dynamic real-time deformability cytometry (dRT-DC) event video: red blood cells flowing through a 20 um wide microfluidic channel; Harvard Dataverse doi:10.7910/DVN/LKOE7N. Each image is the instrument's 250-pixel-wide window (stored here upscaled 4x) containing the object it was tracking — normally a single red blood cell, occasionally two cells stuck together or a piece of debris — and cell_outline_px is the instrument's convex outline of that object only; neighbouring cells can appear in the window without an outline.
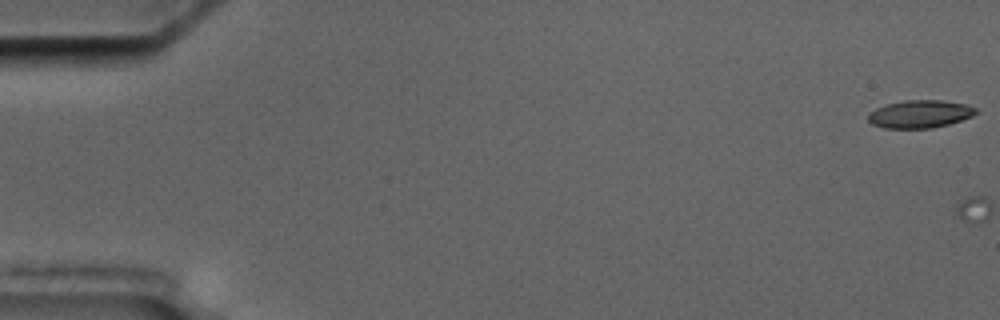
{"species": "common noctule bat (a hibernating species)", "species_latin": "Nyctalus noctula", "temperature_condition": "cold", "stored_images_in_passage": 6, "camera_frame_rate_fps": 3000, "um_per_image_px": 0.085, "animal": {"sex": "male", "body_mass_g": 17.5, "forearm_length_mm": 52.3}, "frame": {"image": 1, "passage_image": 1, "time_ms": 0.0, "image_size_px": [1000, 320], "cell_outline_px": [[980, 112], [972, 116], [948, 124], [932, 128], [884, 128], [872, 124], [868, 120], [868, 112], [876, 108], [888, 104], [904, 100], [940, 100], [964, 104], [976, 108]], "centroid_in_image_um": [78.18, 9.69], "position_along_channel_um": 6.8, "area_um2": 17.4}}